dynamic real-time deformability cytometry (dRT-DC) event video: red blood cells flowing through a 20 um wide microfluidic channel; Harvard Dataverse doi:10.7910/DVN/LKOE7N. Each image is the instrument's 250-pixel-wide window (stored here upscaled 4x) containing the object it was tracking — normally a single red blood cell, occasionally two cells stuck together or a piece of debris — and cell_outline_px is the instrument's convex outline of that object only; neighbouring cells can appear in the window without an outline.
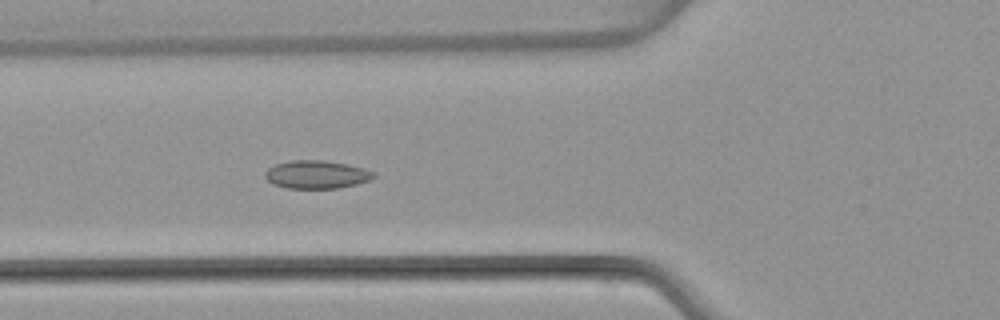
{"species": "common noctule bat (a hibernating species)", "species_latin": "Nyctalus noctula", "temperature_condition": "warm", "stored_images_in_passage": 5, "camera_frame_rate_fps": 3000, "um_per_image_px": 0.085, "animal": {"sex": "female", "body_mass_g": 22.7, "forearm_length_mm": 54.2}, "frame": {"image": 1, "passage_image": 5, "time_ms": 5.0, "image_size_px": [1000, 320], "cell_outline_px": [[376, 176], [368, 180], [356, 184], [336, 188], [288, 188], [272, 184], [264, 176], [264, 172], [268, 168], [276, 164], [292, 160], [324, 160], [348, 164], [364, 168], [376, 172]], "centroid_in_image_um": [26.91, 14.82], "position_along_channel_um": 98.9, "area_um2": 17.8}}